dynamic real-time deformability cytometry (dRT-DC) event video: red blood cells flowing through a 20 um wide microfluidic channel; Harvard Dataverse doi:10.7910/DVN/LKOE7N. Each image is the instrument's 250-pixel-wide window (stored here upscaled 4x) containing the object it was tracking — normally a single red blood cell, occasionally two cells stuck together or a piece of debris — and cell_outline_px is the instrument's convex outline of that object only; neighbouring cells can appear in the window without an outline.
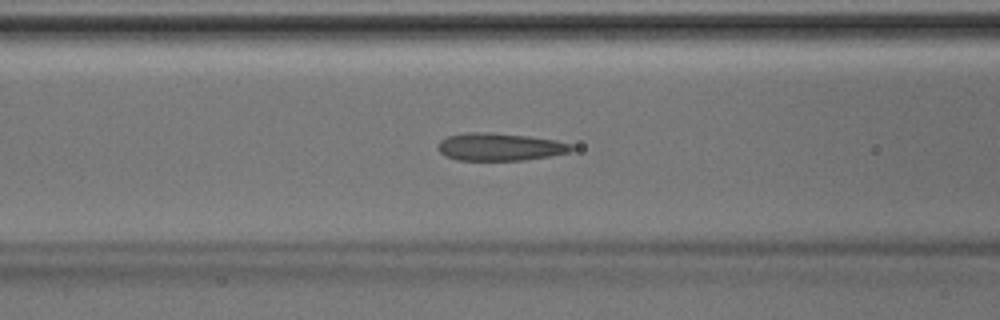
{"species": "Egyptian fruit bat (a non-hibernating species)", "species_latin": "Rousettus aegyptiacus", "temperature_condition": "room temperature", "stored_images_in_passage": 34, "camera_frame_rate_fps": 3000, "um_per_image_px": 0.085, "animal": {"sex": "male"}, "frame": {"image": 1, "passage_image": 7, "time_ms": 2.0, "image_size_px": [1000, 320], "cell_outline_px": [[572, 148], [568, 152], [548, 156], [524, 160], [456, 160], [444, 156], [440, 152], [436, 144], [440, 140], [448, 136], [468, 132], [492, 132], [528, 136], [556, 140], [572, 144]], "centroid_in_image_um": [42.42, 12.48], "position_along_channel_um": 124.2, "area_um2": 21.5}}
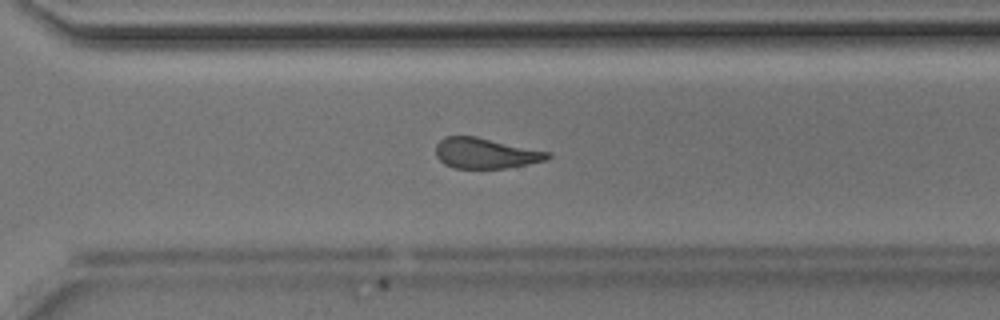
{"frame": {"image": 2, "passage_image": 21, "time_ms": 6.667, "image_size_px": [1000, 320], "cell_outline_px": [[552, 156], [548, 160], [508, 168], [452, 168], [444, 164], [436, 156], [436, 144], [444, 136], [476, 136], [552, 152]], "centroid_in_image_um": [41.3, 13.02], "position_along_channel_um": 329.3, "area_um2": 20.17}}
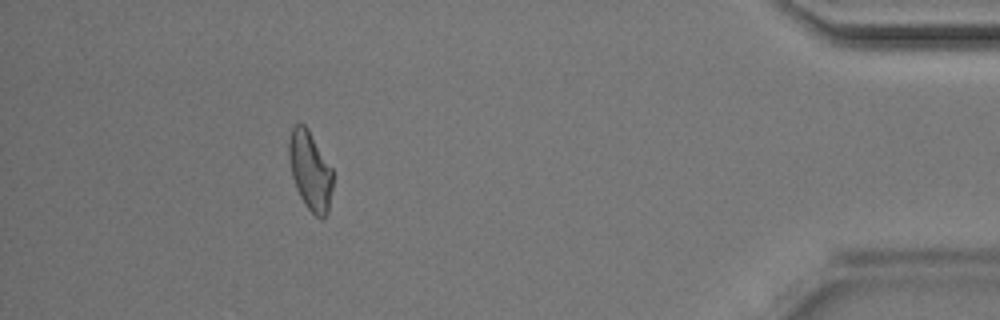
{"frame": {"image": 3, "passage_image": 30, "time_ms": 9.667, "image_size_px": [1000, 320], "cell_outline_px": [[332, 188], [328, 212], [320, 220], [304, 204], [296, 188], [292, 176], [288, 156], [288, 140], [292, 128], [296, 124], [304, 124], [308, 128], [332, 168]], "centroid_in_image_um": [26.35, 14.5], "position_along_channel_um": 408.8, "area_um2": 20.17}}